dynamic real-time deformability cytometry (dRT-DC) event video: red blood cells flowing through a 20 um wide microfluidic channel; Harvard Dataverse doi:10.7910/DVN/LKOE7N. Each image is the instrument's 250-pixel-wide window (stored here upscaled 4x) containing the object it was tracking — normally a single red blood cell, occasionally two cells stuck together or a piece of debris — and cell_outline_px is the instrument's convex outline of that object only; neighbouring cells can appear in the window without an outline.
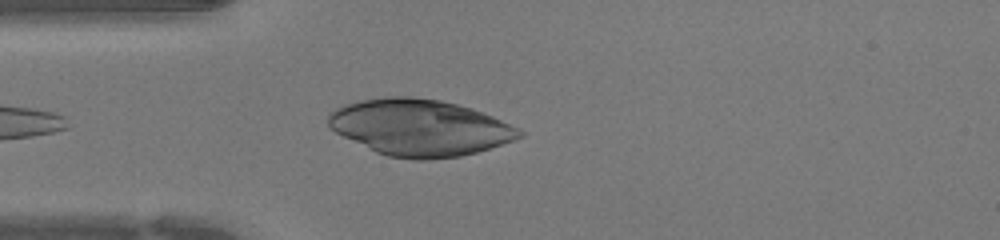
{"species": "human", "species_latin": "Homo sapiens", "temperature_condition": "warm", "stored_images_in_passage": 32, "camera_frame_rate_fps": 3000, "um_per_image_px": 0.085, "donor": {"sex": "female"}, "frame": {"image": 1, "passage_image": 2, "time_ms": 0.333, "image_size_px": [1000, 240], "cell_outline_px": [[524, 136], [476, 152], [460, 156], [428, 160], [416, 160], [388, 156], [376, 152], [336, 132], [328, 124], [328, 112], [344, 104], [356, 100], [384, 96], [412, 96], [440, 100], [472, 108], [492, 116], [520, 128], [524, 132]], "centroid_in_image_um": [35.66, 10.83], "position_along_channel_um": 49.3, "area_um2": 62.83}}
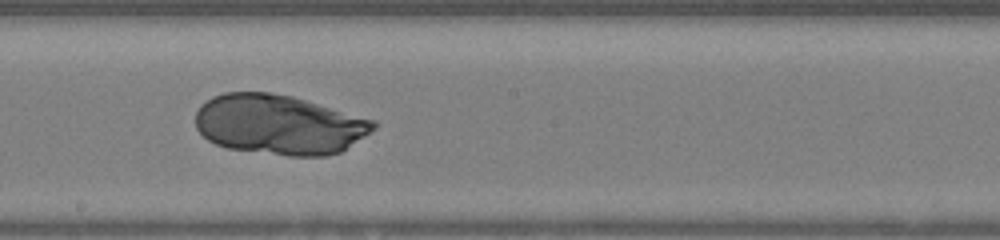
{"frame": {"image": 2, "passage_image": 14, "time_ms": 4.333, "image_size_px": [1000, 240], "cell_outline_px": [[376, 128], [340, 152], [328, 156], [288, 156], [228, 148], [216, 144], [208, 140], [196, 128], [196, 112], [200, 104], [212, 96], [224, 92], [268, 92], [292, 96], [376, 120]], "centroid_in_image_um": [23.71, 10.58], "position_along_channel_um": 224.5, "area_um2": 62.19}}
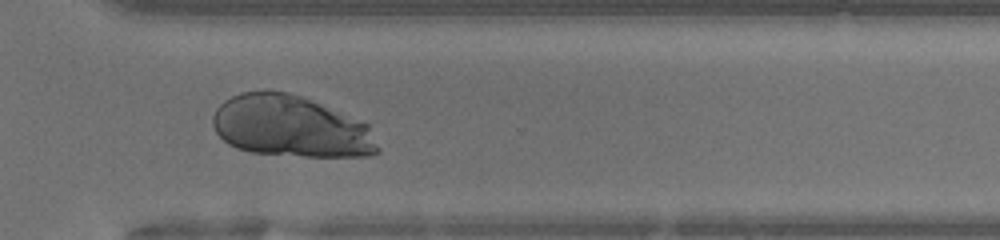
{"frame": {"image": 3, "passage_image": 22, "time_ms": 7.0, "image_size_px": [1000, 240], "cell_outline_px": [[380, 152], [372, 156], [304, 156], [252, 152], [236, 148], [228, 144], [216, 132], [212, 124], [212, 116], [216, 108], [224, 100], [240, 92], [288, 92], [304, 96], [368, 124], [380, 148]], "centroid_in_image_um": [24.72, 10.76], "position_along_channel_um": 345.9, "area_um2": 59.07}}